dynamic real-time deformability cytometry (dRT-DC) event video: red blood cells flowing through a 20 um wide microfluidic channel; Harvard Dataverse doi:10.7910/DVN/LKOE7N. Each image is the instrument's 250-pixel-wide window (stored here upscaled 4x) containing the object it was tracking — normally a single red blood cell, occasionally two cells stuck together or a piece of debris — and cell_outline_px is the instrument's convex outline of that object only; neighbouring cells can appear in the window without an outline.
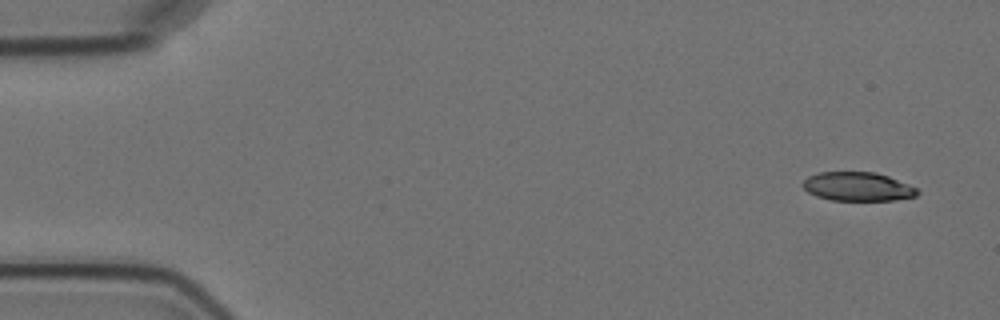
{"species": "Egyptian fruit bat (a non-hibernating species)", "species_latin": "Rousettus aegyptiacus", "temperature_condition": "cold", "stored_images_in_passage": 7, "camera_frame_rate_fps": 3000, "um_per_image_px": 0.085, "animal": {"sex": "female"}, "frame": {"image": 1, "passage_image": 1, "time_ms": 0.0, "image_size_px": [1000, 320], "cell_outline_px": [[920, 192], [916, 196], [896, 200], [832, 200], [816, 196], [808, 192], [800, 184], [808, 176], [820, 172], [876, 172], [888, 176], [908, 184], [916, 188]], "centroid_in_image_um": [72.89, 15.86], "position_along_channel_um": 12.1, "area_um2": 19.25}}
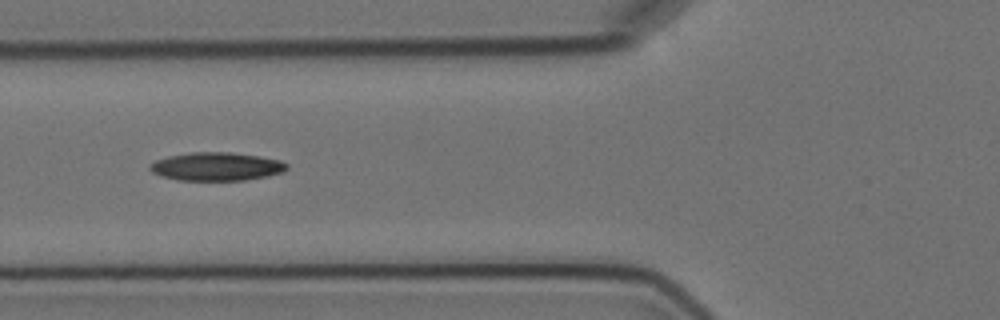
{"frame": {"image": 2, "passage_image": 6, "time_ms": 6.0, "image_size_px": [1000, 320], "cell_outline_px": [[288, 168], [284, 172], [268, 176], [244, 180], [176, 180], [160, 176], [152, 172], [148, 168], [148, 164], [156, 160], [168, 156], [192, 152], [232, 152], [260, 156], [280, 160], [288, 164]], "centroid_in_image_um": [18.39, 14.15], "position_along_channel_um": 107.4, "area_um2": 22.83}}
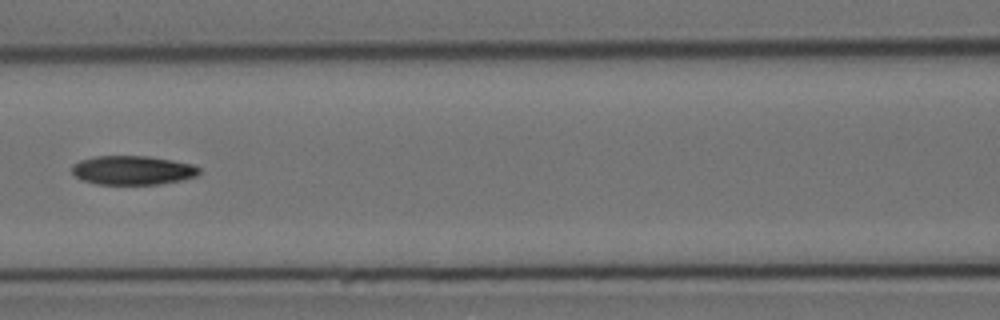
{"frame": {"image": 3, "passage_image": 7, "time_ms": 7.333, "image_size_px": [1000, 320], "cell_outline_px": [[200, 172], [196, 176], [180, 180], [160, 184], [96, 184], [84, 180], [76, 176], [72, 172], [72, 164], [80, 160], [96, 156], [148, 156], [172, 160], [192, 164], [200, 168]], "centroid_in_image_um": [11.27, 14.46], "position_along_channel_um": 155.3, "area_um2": 21.44}}